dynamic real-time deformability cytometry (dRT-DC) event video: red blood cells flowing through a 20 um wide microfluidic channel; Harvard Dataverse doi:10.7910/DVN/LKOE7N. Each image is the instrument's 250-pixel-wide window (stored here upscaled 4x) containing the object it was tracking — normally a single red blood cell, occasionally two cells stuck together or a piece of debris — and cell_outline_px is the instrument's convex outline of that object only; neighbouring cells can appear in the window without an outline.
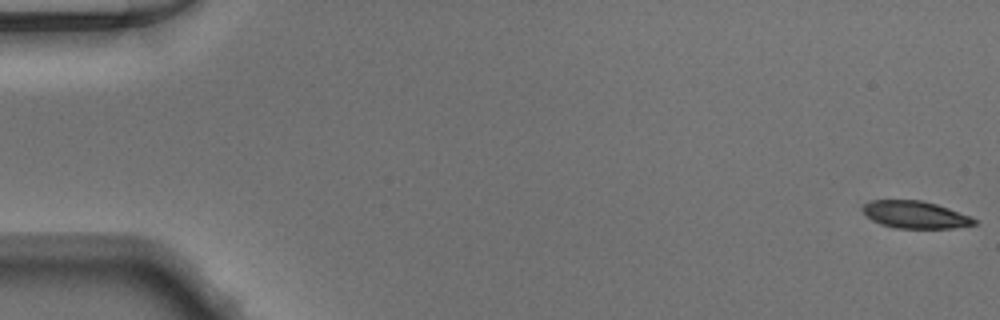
{"species": "Egyptian fruit bat (a non-hibernating species)", "species_latin": "Rousettus aegyptiacus", "temperature_condition": "warm", "stored_images_in_passage": 50, "camera_frame_rate_fps": 3000, "um_per_image_px": 0.085, "animal": {"sex": "male"}, "frame": {"image": 1, "passage_image": 1, "time_ms": 0.0, "image_size_px": [1000, 320], "cell_outline_px": [[976, 224], [952, 228], [896, 228], [880, 224], [872, 220], [864, 212], [864, 204], [872, 200], [920, 200], [936, 204], [972, 216], [976, 220]], "centroid_in_image_um": [77.82, 18.25], "position_along_channel_um": 7.2, "area_um2": 17.57}}
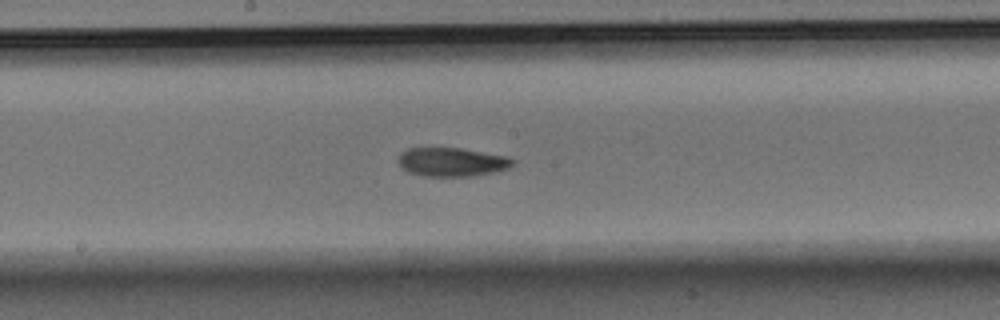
{"frame": {"image": 2, "passage_image": 27, "time_ms": 8.667, "image_size_px": [1000, 320], "cell_outline_px": [[516, 160], [508, 168], [496, 172], [472, 176], [420, 176], [408, 172], [400, 164], [400, 152], [408, 148], [460, 148], [508, 156]], "centroid_in_image_um": [38.44, 13.77], "position_along_channel_um": 209.8, "area_um2": 19.19}}
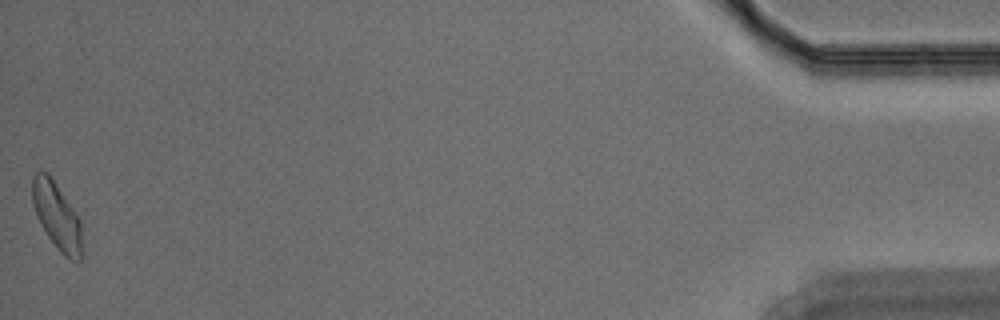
{"frame": {"image": 3, "passage_image": 50, "time_ms": 16.333, "image_size_px": [1000, 320], "cell_outline_px": [[84, 256], [80, 260], [72, 260], [64, 256], [60, 252], [48, 236], [40, 224], [36, 216], [32, 200], [32, 176], [36, 172], [48, 172], [80, 220], [84, 252]], "centroid_in_image_um": [4.85, 18.41], "position_along_channel_um": 430.3, "area_um2": 19.48}}